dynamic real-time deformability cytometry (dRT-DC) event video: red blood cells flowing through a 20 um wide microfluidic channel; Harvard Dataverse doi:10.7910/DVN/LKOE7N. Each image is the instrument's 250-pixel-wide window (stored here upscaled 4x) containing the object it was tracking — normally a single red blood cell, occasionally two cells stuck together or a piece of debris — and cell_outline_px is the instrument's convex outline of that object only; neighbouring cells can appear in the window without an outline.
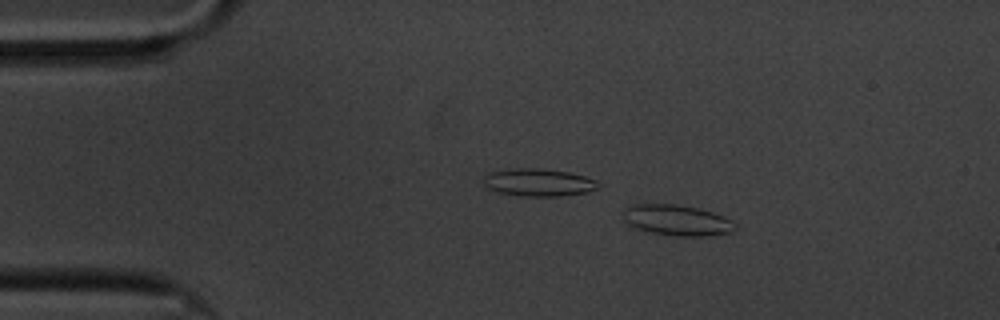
{"species": "common noctule bat (a hibernating species)", "species_latin": "Nyctalus noctula", "temperature_condition": "cold", "stored_images_in_passage": 58, "camera_frame_rate_fps": 3000, "um_per_image_px": 0.085, "animal": {"sex": "male", "body_mass_g": 20.1, "forearm_length_mm": 53.5}, "frame": {"image": 1, "passage_image": 9, "time_ms": 2.667, "image_size_px": [1000, 320], "cell_outline_px": [[736, 228], [728, 232], [708, 236], [676, 236], [652, 232], [632, 228], [624, 220], [624, 208], [636, 204], [676, 204], [696, 208], [712, 212], [724, 216], [732, 220], [736, 224]], "centroid_in_image_um": [57.53, 18.72], "position_along_channel_um": 27.5, "area_um2": 20.0}}
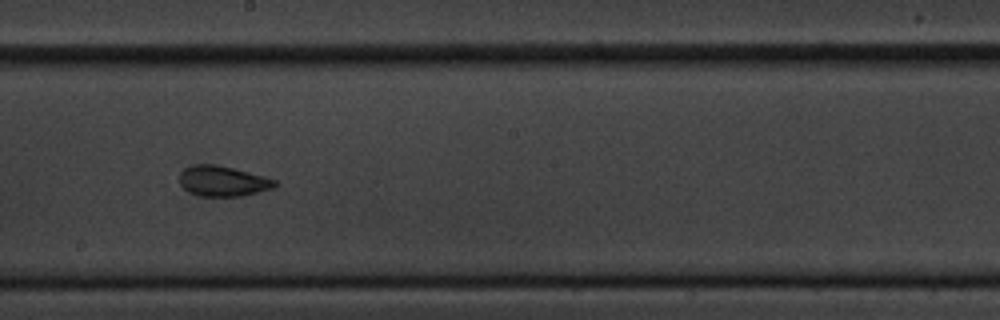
{"frame": {"image": 2, "passage_image": 32, "time_ms": 10.333, "image_size_px": [1000, 320], "cell_outline_px": [[276, 184], [272, 188], [240, 196], [200, 196], [188, 192], [180, 184], [180, 172], [184, 168], [196, 164], [216, 164], [264, 176], [276, 180]], "centroid_in_image_um": [18.9, 15.39], "position_along_channel_um": 229.3, "area_um2": 16.7}}
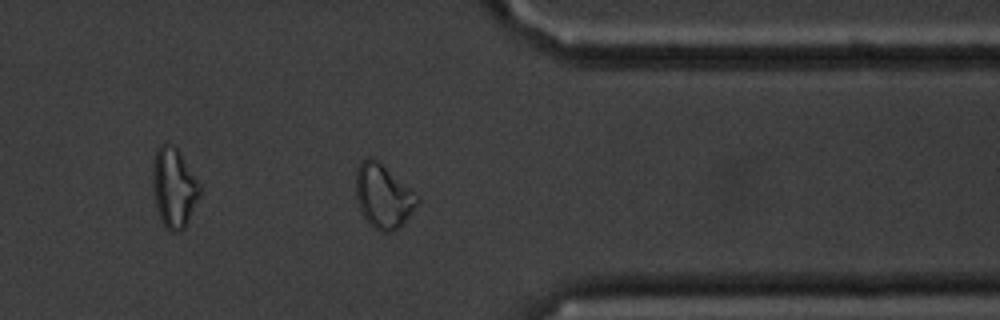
{"frame": {"image": 3, "passage_image": 46, "time_ms": 15.0, "image_size_px": [1000, 320], "cell_outline_px": [[420, 200], [400, 228], [392, 232], [380, 232], [372, 228], [368, 224], [356, 200], [356, 168], [360, 160], [368, 156], [372, 156], [380, 160], [416, 192], [420, 196]], "centroid_in_image_um": [32.58, 16.63], "position_along_channel_um": 378.8, "area_um2": 23.64}, "authors_computed_cell_mechanics": {"area_um2": 19.1029, "velocity_mm_per_s": 3.3622, "shape_relaxation_time_tau1_ms": 10.151, "shape_relaxation_time_tau2_ms": 1.9822, "deformation_change_tau1": 0.1507, "deformation_change_tau2": 0.0875}}